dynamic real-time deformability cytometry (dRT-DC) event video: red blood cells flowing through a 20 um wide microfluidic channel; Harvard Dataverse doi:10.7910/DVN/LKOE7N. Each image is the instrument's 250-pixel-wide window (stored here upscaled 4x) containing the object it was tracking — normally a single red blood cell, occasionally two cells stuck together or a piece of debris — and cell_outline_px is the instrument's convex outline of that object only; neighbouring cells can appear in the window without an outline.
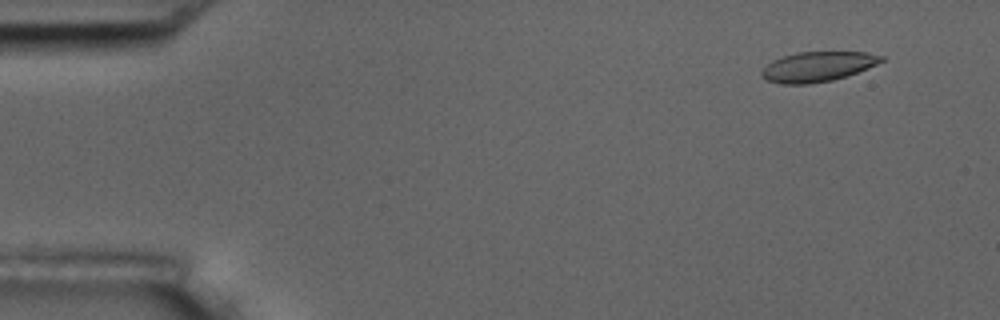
{"species": "common noctule bat (a hibernating species)", "species_latin": "Nyctalus noctula", "temperature_condition": "room temperature", "stored_images_in_passage": 6, "camera_frame_rate_fps": 3000, "um_per_image_px": 0.085, "animal": {"sex": "male", "body_mass_g": 17.5, "forearm_length_mm": 52.3}, "frame": {"image": 1, "passage_image": 2, "time_ms": 0.333, "image_size_px": [1000, 320], "cell_outline_px": [[884, 60], [868, 68], [832, 80], [808, 84], [780, 84], [764, 80], [760, 76], [760, 72], [772, 60], [796, 52], [868, 52], [884, 56]], "centroid_in_image_um": [69.46, 5.66], "position_along_channel_um": 15.5, "area_um2": 20.87}}
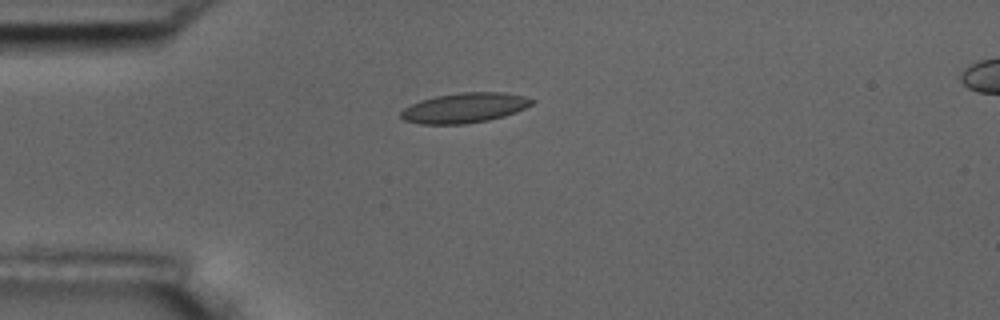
{"frame": {"image": 2, "passage_image": 5, "time_ms": 1.333, "image_size_px": [1000, 320], "cell_outline_px": [[536, 100], [532, 104], [516, 112], [504, 116], [488, 120], [464, 124], [420, 124], [404, 120], [400, 116], [400, 112], [404, 108], [420, 100], [436, 96], [460, 92], [504, 92], [524, 96]], "centroid_in_image_um": [39.48, 9.16], "position_along_channel_um": 45.5, "area_um2": 22.89}}